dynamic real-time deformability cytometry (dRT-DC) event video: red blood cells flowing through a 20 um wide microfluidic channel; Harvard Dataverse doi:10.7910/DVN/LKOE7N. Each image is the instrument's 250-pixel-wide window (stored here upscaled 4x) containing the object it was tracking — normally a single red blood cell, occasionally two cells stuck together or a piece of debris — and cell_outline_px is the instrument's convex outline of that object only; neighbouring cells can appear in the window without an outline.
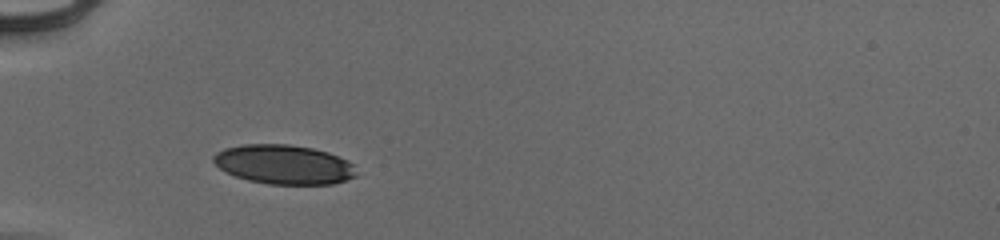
{"species": "human", "species_latin": "Homo sapiens", "temperature_condition": "cold", "stored_images_in_passage": 29, "camera_frame_rate_fps": 3000, "um_per_image_px": 0.085, "donor": {"sex": "male"}, "frame": {"image": 1, "passage_image": 1, "time_ms": 0.0, "image_size_px": [1000, 240], "cell_outline_px": [[356, 176], [332, 184], [268, 184], [248, 180], [236, 176], [220, 168], [212, 160], [212, 156], [216, 152], [224, 148], [244, 144], [288, 144], [312, 148], [328, 152], [348, 160], [352, 164]], "centroid_in_image_um": [24.11, 13.97], "position_along_channel_um": 60.9, "area_um2": 32.6}}
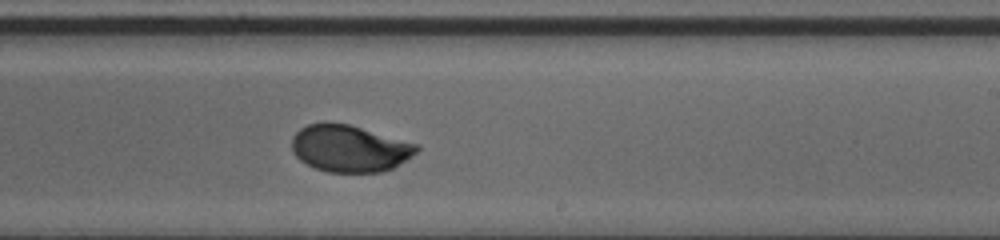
{"frame": {"image": 2, "passage_image": 17, "time_ms": 5.333, "image_size_px": [1000, 240], "cell_outline_px": [[420, 148], [416, 152], [392, 168], [384, 172], [328, 172], [316, 168], [300, 160], [292, 152], [292, 136], [300, 128], [308, 124], [324, 120], [348, 124], [420, 144]], "centroid_in_image_um": [29.69, 12.59], "position_along_channel_um": 259.3, "area_um2": 34.33}}
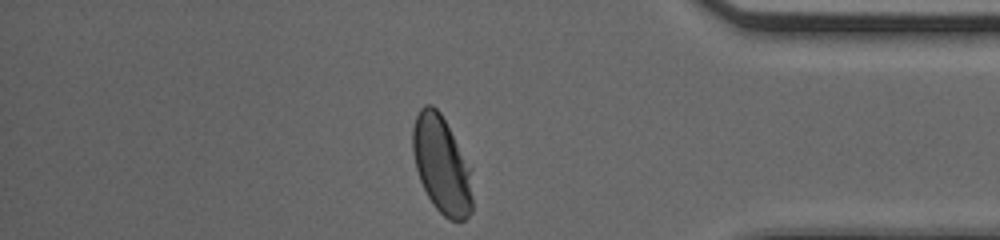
{"frame": {"image": 3, "passage_image": 29, "time_ms": 9.333, "image_size_px": [1000, 240], "cell_outline_px": [[472, 212], [464, 220], [448, 220], [432, 204], [420, 180], [416, 168], [412, 152], [412, 128], [416, 116], [420, 108], [424, 104], [432, 104], [440, 112], [472, 168]], "centroid_in_image_um": [37.55, 14.01], "position_along_channel_um": 397.7, "area_um2": 34.28}, "authors_computed_cell_mechanics": {"area_um2": 34.7378, "velocity_mm_per_s": 3.9339, "shape_relaxation_time_tau1_ms": 2.7166, "shape_relaxation_time_tau2_ms": null, "deformation_change_tau1": 0.1528, "deformation_change_tau2": null}}